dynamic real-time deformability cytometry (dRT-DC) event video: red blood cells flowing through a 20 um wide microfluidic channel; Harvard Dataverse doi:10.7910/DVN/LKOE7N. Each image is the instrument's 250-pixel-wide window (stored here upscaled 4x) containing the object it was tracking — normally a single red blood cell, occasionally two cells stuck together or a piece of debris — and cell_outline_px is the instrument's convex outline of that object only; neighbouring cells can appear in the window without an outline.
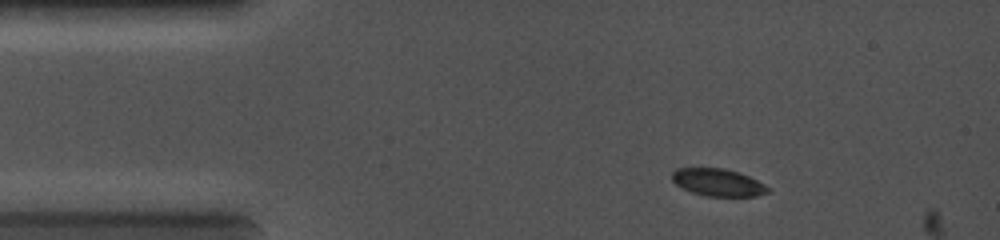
{"species": "common noctule bat (a hibernating species)", "species_latin": "Nyctalus noctula", "temperature_condition": "cold", "stored_images_in_passage": 4, "camera_frame_rate_fps": 5000, "um_per_image_px": 0.085, "animal": {"sex": "female", "body_mass_g": 19.0, "forearm_length_mm": 56.7}, "frame": {"image": 1, "passage_image": 2, "time_ms": 0.6, "image_size_px": [1000, 240], "cell_outline_px": [[768, 192], [756, 196], [704, 196], [692, 192], [676, 184], [672, 180], [672, 172], [676, 168], [724, 168], [740, 172], [764, 184], [768, 188]], "centroid_in_image_um": [61.01, 15.5], "position_along_channel_um": 24.0, "area_um2": 15.2}}